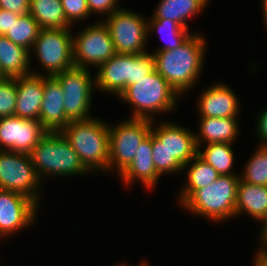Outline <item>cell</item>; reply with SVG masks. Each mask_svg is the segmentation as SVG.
I'll use <instances>...</instances> for the list:
<instances>
[{
  "label": "cell",
  "instance_id": "cell-4",
  "mask_svg": "<svg viewBox=\"0 0 267 266\" xmlns=\"http://www.w3.org/2000/svg\"><path fill=\"white\" fill-rule=\"evenodd\" d=\"M30 157L41 182L48 177L65 178L91 173L60 132L48 131L32 149Z\"/></svg>",
  "mask_w": 267,
  "mask_h": 266
},
{
  "label": "cell",
  "instance_id": "cell-37",
  "mask_svg": "<svg viewBox=\"0 0 267 266\" xmlns=\"http://www.w3.org/2000/svg\"><path fill=\"white\" fill-rule=\"evenodd\" d=\"M21 15L0 9V35H5L14 23Z\"/></svg>",
  "mask_w": 267,
  "mask_h": 266
},
{
  "label": "cell",
  "instance_id": "cell-2",
  "mask_svg": "<svg viewBox=\"0 0 267 266\" xmlns=\"http://www.w3.org/2000/svg\"><path fill=\"white\" fill-rule=\"evenodd\" d=\"M60 133L92 173H109V124L102 118L70 121Z\"/></svg>",
  "mask_w": 267,
  "mask_h": 266
},
{
  "label": "cell",
  "instance_id": "cell-34",
  "mask_svg": "<svg viewBox=\"0 0 267 266\" xmlns=\"http://www.w3.org/2000/svg\"><path fill=\"white\" fill-rule=\"evenodd\" d=\"M88 9L90 11V16L94 14L103 15V17H108L114 11L120 8L119 0H86Z\"/></svg>",
  "mask_w": 267,
  "mask_h": 266
},
{
  "label": "cell",
  "instance_id": "cell-23",
  "mask_svg": "<svg viewBox=\"0 0 267 266\" xmlns=\"http://www.w3.org/2000/svg\"><path fill=\"white\" fill-rule=\"evenodd\" d=\"M210 0H160L152 16L155 19H168L189 29L187 23L195 15H199L209 5Z\"/></svg>",
  "mask_w": 267,
  "mask_h": 266
},
{
  "label": "cell",
  "instance_id": "cell-26",
  "mask_svg": "<svg viewBox=\"0 0 267 266\" xmlns=\"http://www.w3.org/2000/svg\"><path fill=\"white\" fill-rule=\"evenodd\" d=\"M28 13L41 29H73L66 20L61 0H30Z\"/></svg>",
  "mask_w": 267,
  "mask_h": 266
},
{
  "label": "cell",
  "instance_id": "cell-3",
  "mask_svg": "<svg viewBox=\"0 0 267 266\" xmlns=\"http://www.w3.org/2000/svg\"><path fill=\"white\" fill-rule=\"evenodd\" d=\"M180 97L173 87L154 70L145 78L137 80V83L127 86L118 99L133 108L129 118L154 121L158 114L175 111Z\"/></svg>",
  "mask_w": 267,
  "mask_h": 266
},
{
  "label": "cell",
  "instance_id": "cell-19",
  "mask_svg": "<svg viewBox=\"0 0 267 266\" xmlns=\"http://www.w3.org/2000/svg\"><path fill=\"white\" fill-rule=\"evenodd\" d=\"M43 101L40 107V122L51 132H60L70 120L64 111V94L60 83L54 77L44 76Z\"/></svg>",
  "mask_w": 267,
  "mask_h": 266
},
{
  "label": "cell",
  "instance_id": "cell-28",
  "mask_svg": "<svg viewBox=\"0 0 267 266\" xmlns=\"http://www.w3.org/2000/svg\"><path fill=\"white\" fill-rule=\"evenodd\" d=\"M40 30L39 24L30 13H27L14 20L10 30L4 36L14 44L31 51Z\"/></svg>",
  "mask_w": 267,
  "mask_h": 266
},
{
  "label": "cell",
  "instance_id": "cell-7",
  "mask_svg": "<svg viewBox=\"0 0 267 266\" xmlns=\"http://www.w3.org/2000/svg\"><path fill=\"white\" fill-rule=\"evenodd\" d=\"M151 129L152 121L147 119L126 117L114 126L109 124V173L119 176L130 165Z\"/></svg>",
  "mask_w": 267,
  "mask_h": 266
},
{
  "label": "cell",
  "instance_id": "cell-22",
  "mask_svg": "<svg viewBox=\"0 0 267 266\" xmlns=\"http://www.w3.org/2000/svg\"><path fill=\"white\" fill-rule=\"evenodd\" d=\"M30 51L0 35V77L16 78L31 73Z\"/></svg>",
  "mask_w": 267,
  "mask_h": 266
},
{
  "label": "cell",
  "instance_id": "cell-32",
  "mask_svg": "<svg viewBox=\"0 0 267 266\" xmlns=\"http://www.w3.org/2000/svg\"><path fill=\"white\" fill-rule=\"evenodd\" d=\"M155 70L154 55L150 51L143 54H132L130 71V85L137 83V80L145 78Z\"/></svg>",
  "mask_w": 267,
  "mask_h": 266
},
{
  "label": "cell",
  "instance_id": "cell-27",
  "mask_svg": "<svg viewBox=\"0 0 267 266\" xmlns=\"http://www.w3.org/2000/svg\"><path fill=\"white\" fill-rule=\"evenodd\" d=\"M231 143H208L202 151L198 148L197 155L210 164L219 175H239L233 165L235 162L234 150Z\"/></svg>",
  "mask_w": 267,
  "mask_h": 266
},
{
  "label": "cell",
  "instance_id": "cell-29",
  "mask_svg": "<svg viewBox=\"0 0 267 266\" xmlns=\"http://www.w3.org/2000/svg\"><path fill=\"white\" fill-rule=\"evenodd\" d=\"M258 146L251 154L243 172L239 176L242 181L259 186H267V147Z\"/></svg>",
  "mask_w": 267,
  "mask_h": 266
},
{
  "label": "cell",
  "instance_id": "cell-17",
  "mask_svg": "<svg viewBox=\"0 0 267 266\" xmlns=\"http://www.w3.org/2000/svg\"><path fill=\"white\" fill-rule=\"evenodd\" d=\"M127 188L139 181L146 189H155L160 176L153 163L152 133L138 146L137 153L130 165L118 176Z\"/></svg>",
  "mask_w": 267,
  "mask_h": 266
},
{
  "label": "cell",
  "instance_id": "cell-21",
  "mask_svg": "<svg viewBox=\"0 0 267 266\" xmlns=\"http://www.w3.org/2000/svg\"><path fill=\"white\" fill-rule=\"evenodd\" d=\"M199 129L194 131L198 148L208 143L235 144L239 136L238 118L199 117Z\"/></svg>",
  "mask_w": 267,
  "mask_h": 266
},
{
  "label": "cell",
  "instance_id": "cell-36",
  "mask_svg": "<svg viewBox=\"0 0 267 266\" xmlns=\"http://www.w3.org/2000/svg\"><path fill=\"white\" fill-rule=\"evenodd\" d=\"M259 114V115H258ZM256 126V137L259 139V146L267 147V108L258 112Z\"/></svg>",
  "mask_w": 267,
  "mask_h": 266
},
{
  "label": "cell",
  "instance_id": "cell-11",
  "mask_svg": "<svg viewBox=\"0 0 267 266\" xmlns=\"http://www.w3.org/2000/svg\"><path fill=\"white\" fill-rule=\"evenodd\" d=\"M78 33V34H77ZM73 63L75 67L97 69L116 54L110 32L103 20L72 33Z\"/></svg>",
  "mask_w": 267,
  "mask_h": 266
},
{
  "label": "cell",
  "instance_id": "cell-18",
  "mask_svg": "<svg viewBox=\"0 0 267 266\" xmlns=\"http://www.w3.org/2000/svg\"><path fill=\"white\" fill-rule=\"evenodd\" d=\"M44 76L28 74L16 77L17 98L14 116L40 121V107L43 101Z\"/></svg>",
  "mask_w": 267,
  "mask_h": 266
},
{
  "label": "cell",
  "instance_id": "cell-38",
  "mask_svg": "<svg viewBox=\"0 0 267 266\" xmlns=\"http://www.w3.org/2000/svg\"><path fill=\"white\" fill-rule=\"evenodd\" d=\"M259 235V247L256 252L267 257V221L261 226Z\"/></svg>",
  "mask_w": 267,
  "mask_h": 266
},
{
  "label": "cell",
  "instance_id": "cell-25",
  "mask_svg": "<svg viewBox=\"0 0 267 266\" xmlns=\"http://www.w3.org/2000/svg\"><path fill=\"white\" fill-rule=\"evenodd\" d=\"M148 37L157 32L158 36L165 42L155 51L160 52L172 50L184 44L195 32L180 26L177 22L168 19H155L152 15L147 20ZM152 32V33H151Z\"/></svg>",
  "mask_w": 267,
  "mask_h": 266
},
{
  "label": "cell",
  "instance_id": "cell-24",
  "mask_svg": "<svg viewBox=\"0 0 267 266\" xmlns=\"http://www.w3.org/2000/svg\"><path fill=\"white\" fill-rule=\"evenodd\" d=\"M187 169V170H186ZM186 173V183L182 184L178 193V203L181 206L197 189L206 187L219 177L218 172L198 155L183 166ZM185 185V186H184Z\"/></svg>",
  "mask_w": 267,
  "mask_h": 266
},
{
  "label": "cell",
  "instance_id": "cell-12",
  "mask_svg": "<svg viewBox=\"0 0 267 266\" xmlns=\"http://www.w3.org/2000/svg\"><path fill=\"white\" fill-rule=\"evenodd\" d=\"M37 209L39 206L28 197L0 189V240L32 227L37 222Z\"/></svg>",
  "mask_w": 267,
  "mask_h": 266
},
{
  "label": "cell",
  "instance_id": "cell-1",
  "mask_svg": "<svg viewBox=\"0 0 267 266\" xmlns=\"http://www.w3.org/2000/svg\"><path fill=\"white\" fill-rule=\"evenodd\" d=\"M194 33L184 44L172 50L152 52L155 70L181 95L190 92L203 72L206 38ZM187 92V93H186Z\"/></svg>",
  "mask_w": 267,
  "mask_h": 266
},
{
  "label": "cell",
  "instance_id": "cell-35",
  "mask_svg": "<svg viewBox=\"0 0 267 266\" xmlns=\"http://www.w3.org/2000/svg\"><path fill=\"white\" fill-rule=\"evenodd\" d=\"M30 0H0V9L25 15L29 11Z\"/></svg>",
  "mask_w": 267,
  "mask_h": 266
},
{
  "label": "cell",
  "instance_id": "cell-30",
  "mask_svg": "<svg viewBox=\"0 0 267 266\" xmlns=\"http://www.w3.org/2000/svg\"><path fill=\"white\" fill-rule=\"evenodd\" d=\"M153 163L157 174L161 177L165 174L183 172V166L169 154L164 145L152 134Z\"/></svg>",
  "mask_w": 267,
  "mask_h": 266
},
{
  "label": "cell",
  "instance_id": "cell-10",
  "mask_svg": "<svg viewBox=\"0 0 267 266\" xmlns=\"http://www.w3.org/2000/svg\"><path fill=\"white\" fill-rule=\"evenodd\" d=\"M41 183L30 154L0 150V189L24 195L40 206Z\"/></svg>",
  "mask_w": 267,
  "mask_h": 266
},
{
  "label": "cell",
  "instance_id": "cell-13",
  "mask_svg": "<svg viewBox=\"0 0 267 266\" xmlns=\"http://www.w3.org/2000/svg\"><path fill=\"white\" fill-rule=\"evenodd\" d=\"M47 132L38 120L18 116L0 118V150L30 154Z\"/></svg>",
  "mask_w": 267,
  "mask_h": 266
},
{
  "label": "cell",
  "instance_id": "cell-8",
  "mask_svg": "<svg viewBox=\"0 0 267 266\" xmlns=\"http://www.w3.org/2000/svg\"><path fill=\"white\" fill-rule=\"evenodd\" d=\"M147 20L137 11L122 6L103 18L118 54H143L148 50ZM148 40V41H147Z\"/></svg>",
  "mask_w": 267,
  "mask_h": 266
},
{
  "label": "cell",
  "instance_id": "cell-40",
  "mask_svg": "<svg viewBox=\"0 0 267 266\" xmlns=\"http://www.w3.org/2000/svg\"><path fill=\"white\" fill-rule=\"evenodd\" d=\"M261 2V10H262V16H263V20H264V23H265V27L267 28V0H262L260 1Z\"/></svg>",
  "mask_w": 267,
  "mask_h": 266
},
{
  "label": "cell",
  "instance_id": "cell-9",
  "mask_svg": "<svg viewBox=\"0 0 267 266\" xmlns=\"http://www.w3.org/2000/svg\"><path fill=\"white\" fill-rule=\"evenodd\" d=\"M91 74L90 69L74 66L53 76L61 85L64 94V111L70 121L93 117L90 109L96 81L95 75Z\"/></svg>",
  "mask_w": 267,
  "mask_h": 266
},
{
  "label": "cell",
  "instance_id": "cell-15",
  "mask_svg": "<svg viewBox=\"0 0 267 266\" xmlns=\"http://www.w3.org/2000/svg\"><path fill=\"white\" fill-rule=\"evenodd\" d=\"M197 102L199 117L238 118L240 98L226 83H215L203 89Z\"/></svg>",
  "mask_w": 267,
  "mask_h": 266
},
{
  "label": "cell",
  "instance_id": "cell-39",
  "mask_svg": "<svg viewBox=\"0 0 267 266\" xmlns=\"http://www.w3.org/2000/svg\"><path fill=\"white\" fill-rule=\"evenodd\" d=\"M253 258L254 261L252 266H267V257H264L256 252V255Z\"/></svg>",
  "mask_w": 267,
  "mask_h": 266
},
{
  "label": "cell",
  "instance_id": "cell-20",
  "mask_svg": "<svg viewBox=\"0 0 267 266\" xmlns=\"http://www.w3.org/2000/svg\"><path fill=\"white\" fill-rule=\"evenodd\" d=\"M247 214L261 225L267 221V186L250 184L241 179L237 185L235 218Z\"/></svg>",
  "mask_w": 267,
  "mask_h": 266
},
{
  "label": "cell",
  "instance_id": "cell-33",
  "mask_svg": "<svg viewBox=\"0 0 267 266\" xmlns=\"http://www.w3.org/2000/svg\"><path fill=\"white\" fill-rule=\"evenodd\" d=\"M67 22L75 28L77 22H84L90 17L86 0H61Z\"/></svg>",
  "mask_w": 267,
  "mask_h": 266
},
{
  "label": "cell",
  "instance_id": "cell-6",
  "mask_svg": "<svg viewBox=\"0 0 267 266\" xmlns=\"http://www.w3.org/2000/svg\"><path fill=\"white\" fill-rule=\"evenodd\" d=\"M72 31L66 29H41L35 40L30 56L37 58L45 73L31 70L32 74L53 77L74 67ZM35 54V55H34Z\"/></svg>",
  "mask_w": 267,
  "mask_h": 266
},
{
  "label": "cell",
  "instance_id": "cell-31",
  "mask_svg": "<svg viewBox=\"0 0 267 266\" xmlns=\"http://www.w3.org/2000/svg\"><path fill=\"white\" fill-rule=\"evenodd\" d=\"M16 98V78L0 77V118L14 116Z\"/></svg>",
  "mask_w": 267,
  "mask_h": 266
},
{
  "label": "cell",
  "instance_id": "cell-41",
  "mask_svg": "<svg viewBox=\"0 0 267 266\" xmlns=\"http://www.w3.org/2000/svg\"><path fill=\"white\" fill-rule=\"evenodd\" d=\"M115 266H129V265L124 264V262H123V263L116 264ZM137 266H151V265H149L148 261L143 260Z\"/></svg>",
  "mask_w": 267,
  "mask_h": 266
},
{
  "label": "cell",
  "instance_id": "cell-16",
  "mask_svg": "<svg viewBox=\"0 0 267 266\" xmlns=\"http://www.w3.org/2000/svg\"><path fill=\"white\" fill-rule=\"evenodd\" d=\"M131 64L132 54L116 53L96 69V90L118 98L130 85Z\"/></svg>",
  "mask_w": 267,
  "mask_h": 266
},
{
  "label": "cell",
  "instance_id": "cell-14",
  "mask_svg": "<svg viewBox=\"0 0 267 266\" xmlns=\"http://www.w3.org/2000/svg\"><path fill=\"white\" fill-rule=\"evenodd\" d=\"M152 121L151 133L182 166L197 155L198 147L193 131L175 122Z\"/></svg>",
  "mask_w": 267,
  "mask_h": 266
},
{
  "label": "cell",
  "instance_id": "cell-5",
  "mask_svg": "<svg viewBox=\"0 0 267 266\" xmlns=\"http://www.w3.org/2000/svg\"><path fill=\"white\" fill-rule=\"evenodd\" d=\"M239 180V175H219L215 182L197 189L180 207L216 223L234 219Z\"/></svg>",
  "mask_w": 267,
  "mask_h": 266
}]
</instances>
